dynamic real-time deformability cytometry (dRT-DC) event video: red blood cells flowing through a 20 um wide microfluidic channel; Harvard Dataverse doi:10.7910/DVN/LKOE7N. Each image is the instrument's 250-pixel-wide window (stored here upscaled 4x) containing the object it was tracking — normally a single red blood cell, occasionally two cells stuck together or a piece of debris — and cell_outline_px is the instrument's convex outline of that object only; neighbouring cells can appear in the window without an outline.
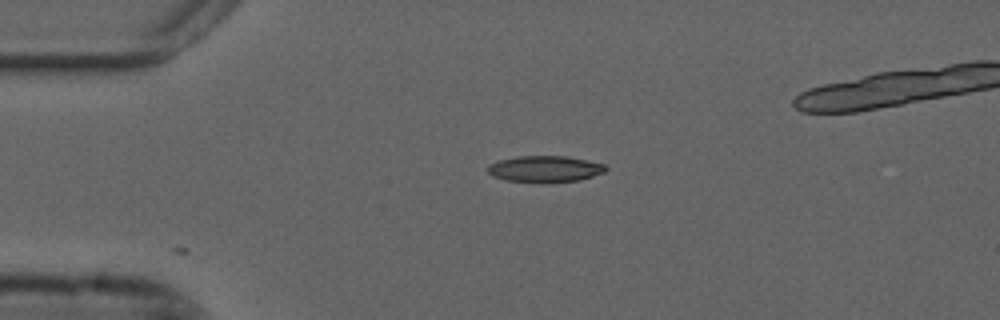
{"species": "common noctule bat (a hibernating species)", "species_latin": "Nyctalus noctula", "temperature_condition": "cold", "stored_images_in_passage": 15, "camera_frame_rate_fps": 3000, "um_per_image_px": 0.085, "animal": {"sex": "male", "forearm_length_mm": 52.5}, "frame": {"image": 1, "passage_image": 1, "time_ms": 0.0, "image_size_px": [1000, 320], "cell_outline_px": [[608, 168], [604, 172], [580, 180], [504, 180], [492, 176], [488, 172], [488, 164], [500, 160], [516, 156], [568, 156], [588, 160], [604, 164]], "centroid_in_image_um": [46.32, 14.31], "position_along_channel_um": 38.7, "area_um2": 17.46}}
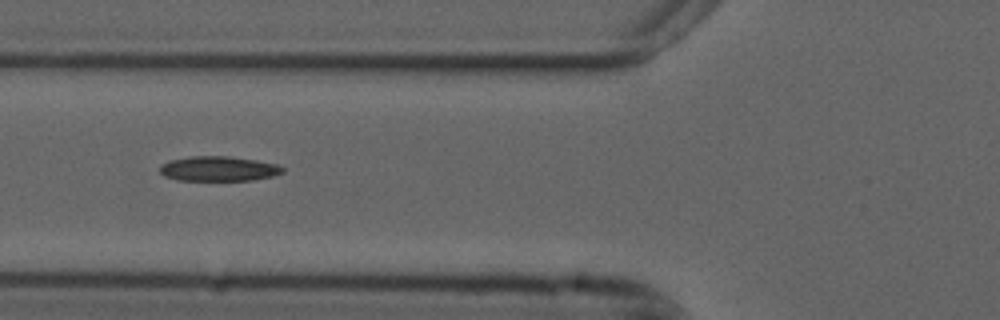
{"frame": {"image": 2, "passage_image": 9, "time_ms": 2.667, "image_size_px": [1000, 320], "cell_outline_px": [[284, 172], [276, 176], [252, 180], [176, 180], [164, 176], [160, 172], [160, 164], [168, 160], [192, 156], [228, 156], [256, 160], [276, 164], [284, 168]], "centroid_in_image_um": [18.57, 14.34], "position_along_channel_um": 107.2, "area_um2": 17.92}}
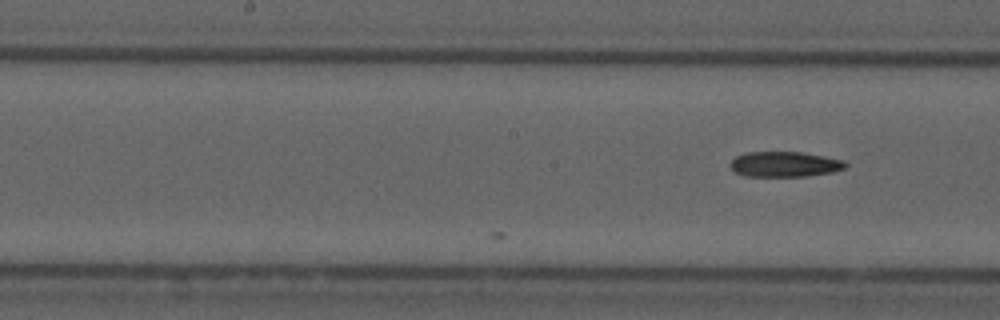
{"frame": {"image": 3, "passage_image": 15, "time_ms": 4.667, "image_size_px": [1000, 320], "cell_outline_px": [[848, 164], [844, 168], [832, 172], [804, 176], [744, 176], [736, 172], [728, 164], [736, 156], [744, 152], [804, 152], [844, 160]], "centroid_in_image_um": [66.68, 13.95], "position_along_channel_um": 181.5, "area_um2": 16.99}}